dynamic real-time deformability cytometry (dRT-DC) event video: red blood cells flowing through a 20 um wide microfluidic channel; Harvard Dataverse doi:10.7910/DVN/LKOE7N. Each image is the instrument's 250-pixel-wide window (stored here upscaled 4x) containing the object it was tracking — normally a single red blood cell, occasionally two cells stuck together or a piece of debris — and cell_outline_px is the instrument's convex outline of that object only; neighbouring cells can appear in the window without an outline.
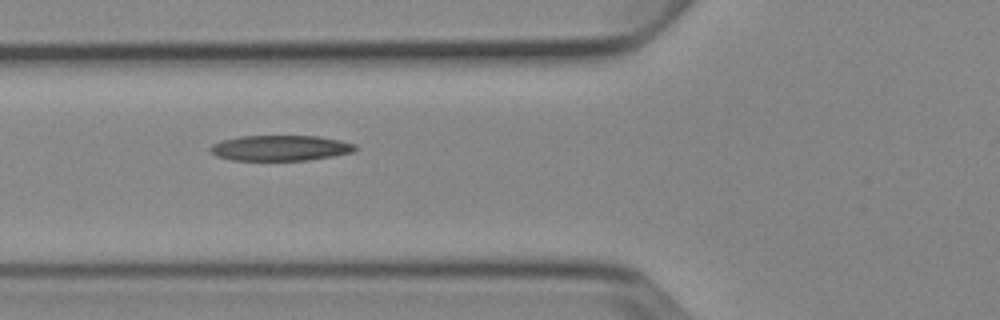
{"species": "Egyptian fruit bat (a non-hibernating species)", "species_latin": "Rousettus aegyptiacus", "temperature_condition": "cold", "stored_images_in_passage": 9, "camera_frame_rate_fps": 3000, "um_per_image_px": 0.085, "animal": {"sex": "female"}, "frame": {"image": 1, "passage_image": 6, "time_ms": 5.667, "image_size_px": [1000, 320], "cell_outline_px": [[360, 148], [352, 152], [332, 156], [308, 160], [232, 160], [216, 156], [208, 148], [212, 144], [224, 140], [240, 136], [316, 136], [340, 140], [356, 144]], "centroid_in_image_um": [23.85, 12.58], "position_along_channel_um": 101.9, "area_um2": 21.5}}
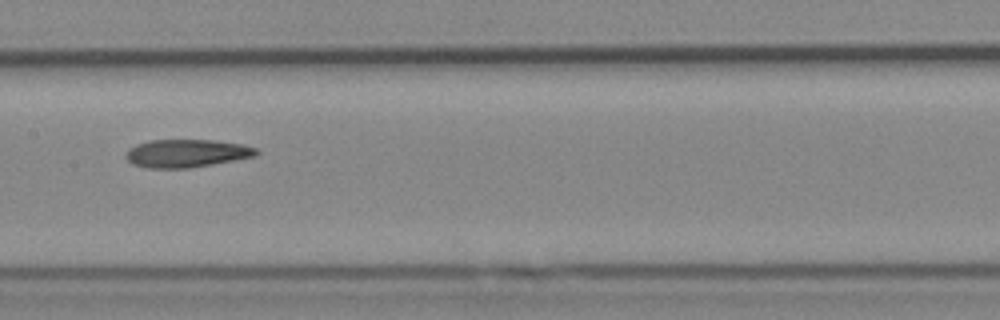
{"frame": {"image": 2, "passage_image": 8, "time_ms": 8.0, "image_size_px": [1000, 320], "cell_outline_px": [[260, 152], [256, 156], [192, 168], [148, 168], [132, 164], [124, 156], [128, 148], [136, 144], [148, 140], [212, 140], [240, 144], [256, 148]], "centroid_in_image_um": [15.83, 13.03], "position_along_channel_um": 191.6, "area_um2": 21.39}}
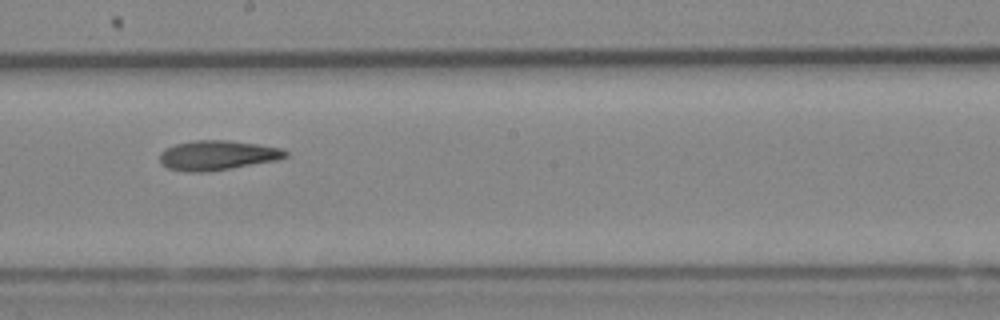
{"frame": {"image": 3, "passage_image": 9, "time_ms": 9.0, "image_size_px": [1000, 320], "cell_outline_px": [[288, 156], [276, 160], [208, 172], [184, 172], [168, 168], [160, 164], [160, 152], [176, 144], [196, 140], [228, 140], [260, 144], [280, 148], [288, 152]], "centroid_in_image_um": [18.47, 13.2], "position_along_channel_um": 229.7, "area_um2": 21.73}}